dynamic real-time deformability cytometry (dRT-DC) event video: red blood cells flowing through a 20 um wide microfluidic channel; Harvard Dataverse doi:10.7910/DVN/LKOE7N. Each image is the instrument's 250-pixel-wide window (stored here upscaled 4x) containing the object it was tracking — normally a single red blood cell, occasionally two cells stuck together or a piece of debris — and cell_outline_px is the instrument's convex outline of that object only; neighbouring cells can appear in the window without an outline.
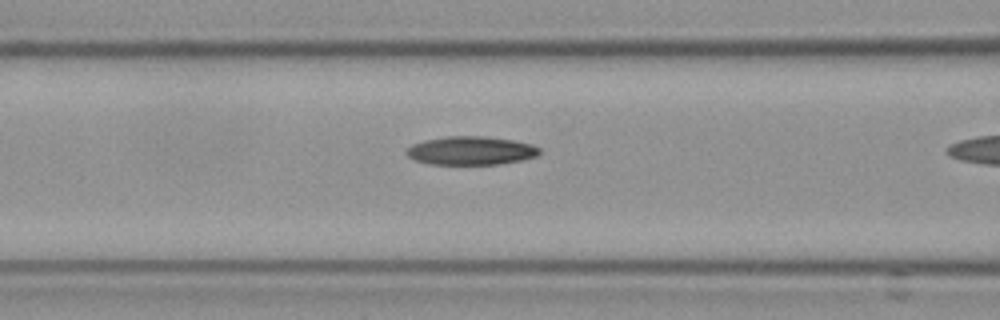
{"species": "Egyptian fruit bat (a non-hibernating species)", "species_latin": "Rousettus aegyptiacus", "temperature_condition": "cold", "stored_images_in_passage": 22, "camera_frame_rate_fps": 3000, "um_per_image_px": 0.085, "frame": {"image": 1, "passage_image": 21, "time_ms": 6.667, "image_size_px": [1000, 320], "cell_outline_px": [[540, 152], [536, 156], [520, 160], [496, 164], [428, 164], [416, 160], [408, 156], [404, 152], [412, 144], [424, 140], [448, 136], [484, 136], [512, 140], [532, 144], [540, 148]], "centroid_in_image_um": [40.0, 12.8], "position_along_channel_um": 126.6, "area_um2": 21.96}}